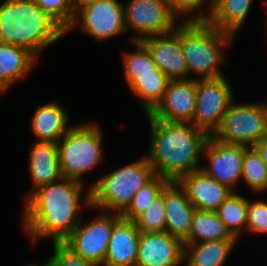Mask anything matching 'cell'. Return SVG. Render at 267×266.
<instances>
[{
    "label": "cell",
    "instance_id": "1",
    "mask_svg": "<svg viewBox=\"0 0 267 266\" xmlns=\"http://www.w3.org/2000/svg\"><path fill=\"white\" fill-rule=\"evenodd\" d=\"M82 192L83 182L62 178L24 199L23 226L32 243L46 237L62 242L75 229L82 220L80 205L91 207L90 188L81 203Z\"/></svg>",
    "mask_w": 267,
    "mask_h": 266
},
{
    "label": "cell",
    "instance_id": "2",
    "mask_svg": "<svg viewBox=\"0 0 267 266\" xmlns=\"http://www.w3.org/2000/svg\"><path fill=\"white\" fill-rule=\"evenodd\" d=\"M145 115L151 133L146 158L156 175L177 181L200 170V155L209 135L189 122H166Z\"/></svg>",
    "mask_w": 267,
    "mask_h": 266
},
{
    "label": "cell",
    "instance_id": "3",
    "mask_svg": "<svg viewBox=\"0 0 267 266\" xmlns=\"http://www.w3.org/2000/svg\"><path fill=\"white\" fill-rule=\"evenodd\" d=\"M66 31L33 0L0 4V42L27 49L36 58Z\"/></svg>",
    "mask_w": 267,
    "mask_h": 266
},
{
    "label": "cell",
    "instance_id": "4",
    "mask_svg": "<svg viewBox=\"0 0 267 266\" xmlns=\"http://www.w3.org/2000/svg\"><path fill=\"white\" fill-rule=\"evenodd\" d=\"M234 36L211 26L207 21L181 22V47L188 76L197 73L202 80L224 77L219 66L226 60L223 49L232 45Z\"/></svg>",
    "mask_w": 267,
    "mask_h": 266
},
{
    "label": "cell",
    "instance_id": "5",
    "mask_svg": "<svg viewBox=\"0 0 267 266\" xmlns=\"http://www.w3.org/2000/svg\"><path fill=\"white\" fill-rule=\"evenodd\" d=\"M155 176L146 156L108 172L89 187L90 208H100L122 216L130 207L134 195Z\"/></svg>",
    "mask_w": 267,
    "mask_h": 266
},
{
    "label": "cell",
    "instance_id": "6",
    "mask_svg": "<svg viewBox=\"0 0 267 266\" xmlns=\"http://www.w3.org/2000/svg\"><path fill=\"white\" fill-rule=\"evenodd\" d=\"M103 135L96 123L83 122L59 140L58 153L63 178L82 182L87 172L103 160Z\"/></svg>",
    "mask_w": 267,
    "mask_h": 266
},
{
    "label": "cell",
    "instance_id": "7",
    "mask_svg": "<svg viewBox=\"0 0 267 266\" xmlns=\"http://www.w3.org/2000/svg\"><path fill=\"white\" fill-rule=\"evenodd\" d=\"M228 144L253 147L267 137V109L265 102H232L223 116L220 127L212 135Z\"/></svg>",
    "mask_w": 267,
    "mask_h": 266
},
{
    "label": "cell",
    "instance_id": "8",
    "mask_svg": "<svg viewBox=\"0 0 267 266\" xmlns=\"http://www.w3.org/2000/svg\"><path fill=\"white\" fill-rule=\"evenodd\" d=\"M233 90L227 79H196V108L192 124L213 135L220 127L223 116L234 101Z\"/></svg>",
    "mask_w": 267,
    "mask_h": 266
},
{
    "label": "cell",
    "instance_id": "9",
    "mask_svg": "<svg viewBox=\"0 0 267 266\" xmlns=\"http://www.w3.org/2000/svg\"><path fill=\"white\" fill-rule=\"evenodd\" d=\"M126 32L129 29L136 31L133 41L170 32L179 25L178 15L170 8L165 0H130L123 6Z\"/></svg>",
    "mask_w": 267,
    "mask_h": 266
},
{
    "label": "cell",
    "instance_id": "10",
    "mask_svg": "<svg viewBox=\"0 0 267 266\" xmlns=\"http://www.w3.org/2000/svg\"><path fill=\"white\" fill-rule=\"evenodd\" d=\"M102 213L88 224L81 221L62 241L75 254L98 266L104 265L112 230L122 218L115 213Z\"/></svg>",
    "mask_w": 267,
    "mask_h": 266
},
{
    "label": "cell",
    "instance_id": "11",
    "mask_svg": "<svg viewBox=\"0 0 267 266\" xmlns=\"http://www.w3.org/2000/svg\"><path fill=\"white\" fill-rule=\"evenodd\" d=\"M123 4L118 0H98L80 8L66 31L80 26L82 33L104 41L126 33ZM80 24V25H79Z\"/></svg>",
    "mask_w": 267,
    "mask_h": 266
},
{
    "label": "cell",
    "instance_id": "12",
    "mask_svg": "<svg viewBox=\"0 0 267 266\" xmlns=\"http://www.w3.org/2000/svg\"><path fill=\"white\" fill-rule=\"evenodd\" d=\"M247 148L248 146L244 145L221 142L209 135L202 152L209 165L201 166L200 169L235 192V187L241 181L243 159Z\"/></svg>",
    "mask_w": 267,
    "mask_h": 266
},
{
    "label": "cell",
    "instance_id": "13",
    "mask_svg": "<svg viewBox=\"0 0 267 266\" xmlns=\"http://www.w3.org/2000/svg\"><path fill=\"white\" fill-rule=\"evenodd\" d=\"M157 68L170 80L189 79L186 58L181 47V23L167 33L143 38Z\"/></svg>",
    "mask_w": 267,
    "mask_h": 266
},
{
    "label": "cell",
    "instance_id": "14",
    "mask_svg": "<svg viewBox=\"0 0 267 266\" xmlns=\"http://www.w3.org/2000/svg\"><path fill=\"white\" fill-rule=\"evenodd\" d=\"M196 108V79L170 80L162 100L149 113L166 122H189Z\"/></svg>",
    "mask_w": 267,
    "mask_h": 266
},
{
    "label": "cell",
    "instance_id": "15",
    "mask_svg": "<svg viewBox=\"0 0 267 266\" xmlns=\"http://www.w3.org/2000/svg\"><path fill=\"white\" fill-rule=\"evenodd\" d=\"M184 243L165 232H141L135 266H180Z\"/></svg>",
    "mask_w": 267,
    "mask_h": 266
},
{
    "label": "cell",
    "instance_id": "16",
    "mask_svg": "<svg viewBox=\"0 0 267 266\" xmlns=\"http://www.w3.org/2000/svg\"><path fill=\"white\" fill-rule=\"evenodd\" d=\"M176 182L199 210L216 211L233 192L201 169L181 176Z\"/></svg>",
    "mask_w": 267,
    "mask_h": 266
},
{
    "label": "cell",
    "instance_id": "17",
    "mask_svg": "<svg viewBox=\"0 0 267 266\" xmlns=\"http://www.w3.org/2000/svg\"><path fill=\"white\" fill-rule=\"evenodd\" d=\"M140 233L134 221L121 218L112 230L103 266H135Z\"/></svg>",
    "mask_w": 267,
    "mask_h": 266
},
{
    "label": "cell",
    "instance_id": "18",
    "mask_svg": "<svg viewBox=\"0 0 267 266\" xmlns=\"http://www.w3.org/2000/svg\"><path fill=\"white\" fill-rule=\"evenodd\" d=\"M164 205L166 214L165 231L183 241L188 236L192 216L196 208L176 181H170L165 186Z\"/></svg>",
    "mask_w": 267,
    "mask_h": 266
},
{
    "label": "cell",
    "instance_id": "19",
    "mask_svg": "<svg viewBox=\"0 0 267 266\" xmlns=\"http://www.w3.org/2000/svg\"><path fill=\"white\" fill-rule=\"evenodd\" d=\"M29 153V173L32 179L33 190L25 196V199L37 188L60 181L63 178L60 169L58 143L34 142Z\"/></svg>",
    "mask_w": 267,
    "mask_h": 266
},
{
    "label": "cell",
    "instance_id": "20",
    "mask_svg": "<svg viewBox=\"0 0 267 266\" xmlns=\"http://www.w3.org/2000/svg\"><path fill=\"white\" fill-rule=\"evenodd\" d=\"M68 120L66 110L56 101L37 106L31 118V127L36 136L35 142L58 143L72 128L67 124Z\"/></svg>",
    "mask_w": 267,
    "mask_h": 266
},
{
    "label": "cell",
    "instance_id": "21",
    "mask_svg": "<svg viewBox=\"0 0 267 266\" xmlns=\"http://www.w3.org/2000/svg\"><path fill=\"white\" fill-rule=\"evenodd\" d=\"M37 58L27 49L0 42V93L4 94L36 65Z\"/></svg>",
    "mask_w": 267,
    "mask_h": 266
},
{
    "label": "cell",
    "instance_id": "22",
    "mask_svg": "<svg viewBox=\"0 0 267 266\" xmlns=\"http://www.w3.org/2000/svg\"><path fill=\"white\" fill-rule=\"evenodd\" d=\"M253 0H213L207 22L222 32L235 33L245 23Z\"/></svg>",
    "mask_w": 267,
    "mask_h": 266
},
{
    "label": "cell",
    "instance_id": "23",
    "mask_svg": "<svg viewBox=\"0 0 267 266\" xmlns=\"http://www.w3.org/2000/svg\"><path fill=\"white\" fill-rule=\"evenodd\" d=\"M238 240L184 243L186 266H223Z\"/></svg>",
    "mask_w": 267,
    "mask_h": 266
},
{
    "label": "cell",
    "instance_id": "24",
    "mask_svg": "<svg viewBox=\"0 0 267 266\" xmlns=\"http://www.w3.org/2000/svg\"><path fill=\"white\" fill-rule=\"evenodd\" d=\"M216 240H237L227 229L215 211L196 209L191 220L188 236L183 243Z\"/></svg>",
    "mask_w": 267,
    "mask_h": 266
},
{
    "label": "cell",
    "instance_id": "25",
    "mask_svg": "<svg viewBox=\"0 0 267 266\" xmlns=\"http://www.w3.org/2000/svg\"><path fill=\"white\" fill-rule=\"evenodd\" d=\"M136 51L122 53L125 82L129 89L138 81V77L156 76L160 71L147 47L141 41H133Z\"/></svg>",
    "mask_w": 267,
    "mask_h": 266
},
{
    "label": "cell",
    "instance_id": "26",
    "mask_svg": "<svg viewBox=\"0 0 267 266\" xmlns=\"http://www.w3.org/2000/svg\"><path fill=\"white\" fill-rule=\"evenodd\" d=\"M215 213L237 240L246 231L248 200L236 191L228 196Z\"/></svg>",
    "mask_w": 267,
    "mask_h": 266
},
{
    "label": "cell",
    "instance_id": "27",
    "mask_svg": "<svg viewBox=\"0 0 267 266\" xmlns=\"http://www.w3.org/2000/svg\"><path fill=\"white\" fill-rule=\"evenodd\" d=\"M169 81L161 71H156V76L138 77L130 90L141 102L145 114L150 113L162 100Z\"/></svg>",
    "mask_w": 267,
    "mask_h": 266
},
{
    "label": "cell",
    "instance_id": "28",
    "mask_svg": "<svg viewBox=\"0 0 267 266\" xmlns=\"http://www.w3.org/2000/svg\"><path fill=\"white\" fill-rule=\"evenodd\" d=\"M241 180H243L253 192L267 190V166L253 147L245 150Z\"/></svg>",
    "mask_w": 267,
    "mask_h": 266
},
{
    "label": "cell",
    "instance_id": "29",
    "mask_svg": "<svg viewBox=\"0 0 267 266\" xmlns=\"http://www.w3.org/2000/svg\"><path fill=\"white\" fill-rule=\"evenodd\" d=\"M169 182L168 179L156 175L134 195L130 207L121 217L134 221L140 214L147 210Z\"/></svg>",
    "mask_w": 267,
    "mask_h": 266
},
{
    "label": "cell",
    "instance_id": "30",
    "mask_svg": "<svg viewBox=\"0 0 267 266\" xmlns=\"http://www.w3.org/2000/svg\"><path fill=\"white\" fill-rule=\"evenodd\" d=\"M134 223L140 232H165L166 214L164 205V189Z\"/></svg>",
    "mask_w": 267,
    "mask_h": 266
},
{
    "label": "cell",
    "instance_id": "31",
    "mask_svg": "<svg viewBox=\"0 0 267 266\" xmlns=\"http://www.w3.org/2000/svg\"><path fill=\"white\" fill-rule=\"evenodd\" d=\"M44 12L52 17L65 31L73 23L75 12L72 0H33Z\"/></svg>",
    "mask_w": 267,
    "mask_h": 266
},
{
    "label": "cell",
    "instance_id": "32",
    "mask_svg": "<svg viewBox=\"0 0 267 266\" xmlns=\"http://www.w3.org/2000/svg\"><path fill=\"white\" fill-rule=\"evenodd\" d=\"M170 8L181 18L185 17L183 21H206L210 15L213 0H165ZM205 2H209L207 4V12H196L199 8H201ZM197 13L194 15L193 13ZM193 14V15H192Z\"/></svg>",
    "mask_w": 267,
    "mask_h": 266
},
{
    "label": "cell",
    "instance_id": "33",
    "mask_svg": "<svg viewBox=\"0 0 267 266\" xmlns=\"http://www.w3.org/2000/svg\"><path fill=\"white\" fill-rule=\"evenodd\" d=\"M246 230L253 234H267V202L248 200Z\"/></svg>",
    "mask_w": 267,
    "mask_h": 266
},
{
    "label": "cell",
    "instance_id": "34",
    "mask_svg": "<svg viewBox=\"0 0 267 266\" xmlns=\"http://www.w3.org/2000/svg\"><path fill=\"white\" fill-rule=\"evenodd\" d=\"M54 254L50 257L53 266H98L75 254L63 242H53Z\"/></svg>",
    "mask_w": 267,
    "mask_h": 266
},
{
    "label": "cell",
    "instance_id": "35",
    "mask_svg": "<svg viewBox=\"0 0 267 266\" xmlns=\"http://www.w3.org/2000/svg\"><path fill=\"white\" fill-rule=\"evenodd\" d=\"M253 148L260 155L261 159L267 166V137L262 138L259 142H257Z\"/></svg>",
    "mask_w": 267,
    "mask_h": 266
},
{
    "label": "cell",
    "instance_id": "36",
    "mask_svg": "<svg viewBox=\"0 0 267 266\" xmlns=\"http://www.w3.org/2000/svg\"><path fill=\"white\" fill-rule=\"evenodd\" d=\"M96 1H98V0H72L74 12L76 13L80 8H82L88 4L94 3Z\"/></svg>",
    "mask_w": 267,
    "mask_h": 266
},
{
    "label": "cell",
    "instance_id": "37",
    "mask_svg": "<svg viewBox=\"0 0 267 266\" xmlns=\"http://www.w3.org/2000/svg\"><path fill=\"white\" fill-rule=\"evenodd\" d=\"M27 266H53L52 261L50 259V257H48V259L46 260V262L43 265H38V264H29Z\"/></svg>",
    "mask_w": 267,
    "mask_h": 266
}]
</instances>
